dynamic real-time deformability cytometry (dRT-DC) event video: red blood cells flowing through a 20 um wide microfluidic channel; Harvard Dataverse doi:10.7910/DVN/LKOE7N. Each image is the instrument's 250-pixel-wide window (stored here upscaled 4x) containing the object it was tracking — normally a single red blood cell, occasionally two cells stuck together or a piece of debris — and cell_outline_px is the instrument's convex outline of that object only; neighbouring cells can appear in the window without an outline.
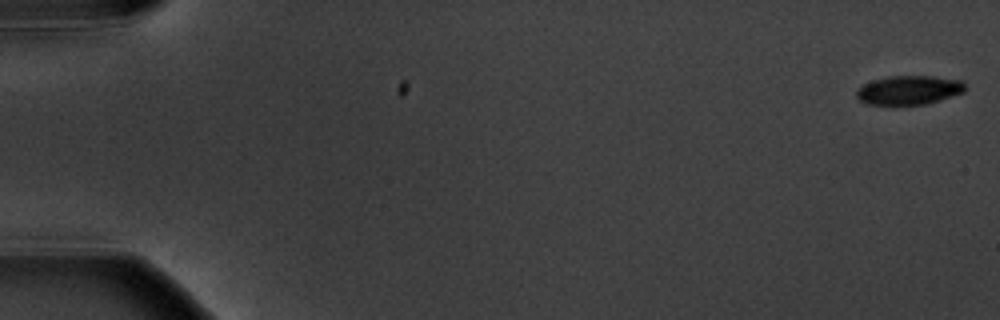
{"species": "common noctule bat (a hibernating species)", "species_latin": "Nyctalus noctula", "temperature_condition": "warm", "stored_images_in_passage": 5, "camera_frame_rate_fps": 3000, "um_per_image_px": 0.085, "animal": {"sex": "male", "body_mass_g": 20.1, "forearm_length_mm": 53.5}, "frame": {"image": 1, "passage_image": 1, "time_ms": 0.0, "image_size_px": [1000, 320], "cell_outline_px": [[964, 92], [924, 104], [868, 104], [860, 100], [856, 96], [856, 88], [872, 80], [888, 76], [932, 76], [960, 80], [964, 84]], "centroid_in_image_um": [77.21, 7.64], "position_along_channel_um": 7.8, "area_um2": 18.09}}
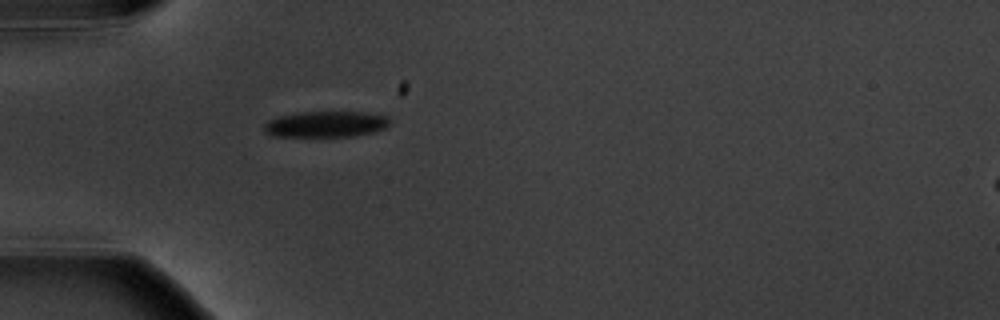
{"frame": {"image": 2, "passage_image": 5, "time_ms": 5.667, "image_size_px": [1000, 320], "cell_outline_px": [[388, 124], [384, 128], [372, 132], [352, 136], [272, 136], [264, 132], [264, 124], [268, 120], [276, 116], [300, 112], [368, 112], [388, 116]], "centroid_in_image_um": [27.65, 10.54], "position_along_channel_um": 57.4, "area_um2": 19.02}}